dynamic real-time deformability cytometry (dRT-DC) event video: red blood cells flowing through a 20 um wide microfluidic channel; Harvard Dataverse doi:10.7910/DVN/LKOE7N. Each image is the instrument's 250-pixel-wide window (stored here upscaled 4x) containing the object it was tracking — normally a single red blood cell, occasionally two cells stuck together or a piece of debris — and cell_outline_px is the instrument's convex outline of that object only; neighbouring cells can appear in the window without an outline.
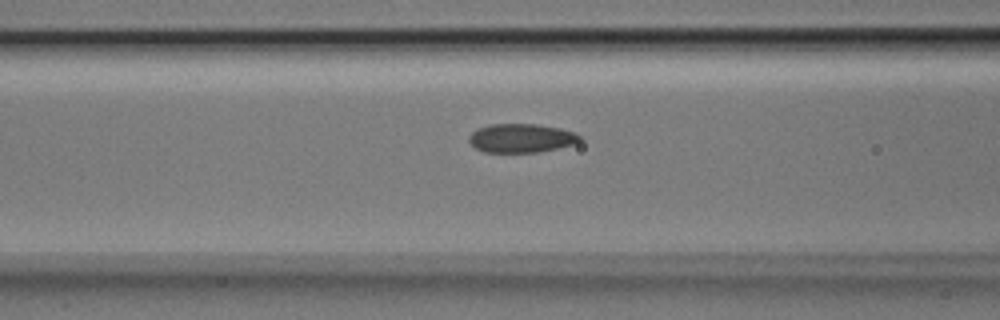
{"species": "Egyptian fruit bat (a non-hibernating species)", "species_latin": "Rousettus aegyptiacus", "temperature_condition": "room temperature", "stored_images_in_passage": 12, "camera_frame_rate_fps": 3000, "um_per_image_px": 0.085, "animal": {"sex": "male"}, "frame": {"image": 1, "passage_image": 10, "time_ms": 3.0, "image_size_px": [1000, 320], "cell_outline_px": [[584, 136], [576, 144], [540, 152], [484, 152], [476, 148], [468, 140], [468, 136], [476, 128], [488, 124], [536, 124], [560, 128], [576, 132]], "centroid_in_image_um": [44.33, 11.73], "position_along_channel_um": 122.3, "area_um2": 18.9}}